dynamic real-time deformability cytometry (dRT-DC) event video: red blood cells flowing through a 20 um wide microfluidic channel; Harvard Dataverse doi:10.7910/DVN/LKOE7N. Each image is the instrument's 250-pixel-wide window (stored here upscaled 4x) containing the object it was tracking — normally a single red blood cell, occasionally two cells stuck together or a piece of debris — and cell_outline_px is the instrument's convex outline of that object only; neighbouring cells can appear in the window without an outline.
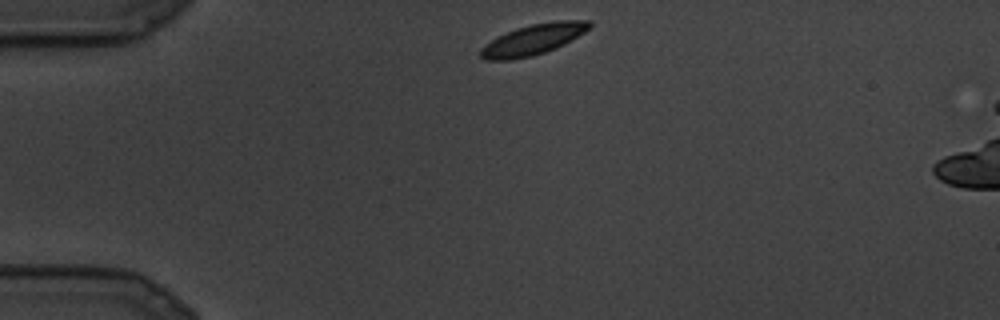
{"species": "common noctule bat (a hibernating species)", "species_latin": "Nyctalus noctula", "temperature_condition": "cold", "stored_images_in_passage": 23, "camera_frame_rate_fps": 3000, "um_per_image_px": 0.085, "animal": {"sex": "male", "body_mass_g": 19.5, "forearm_length_mm": 54.6}, "frame": {"image": 1, "passage_image": 1, "time_ms": 0.0, "image_size_px": [1000, 320], "cell_outline_px": [[592, 24], [584, 32], [572, 40], [556, 48], [532, 56], [512, 60], [484, 60], [480, 56], [480, 48], [484, 44], [516, 28], [532, 24], [556, 20], [592, 20]], "centroid_in_image_um": [45.32, 3.36], "position_along_channel_um": 39.7, "area_um2": 19.36}}
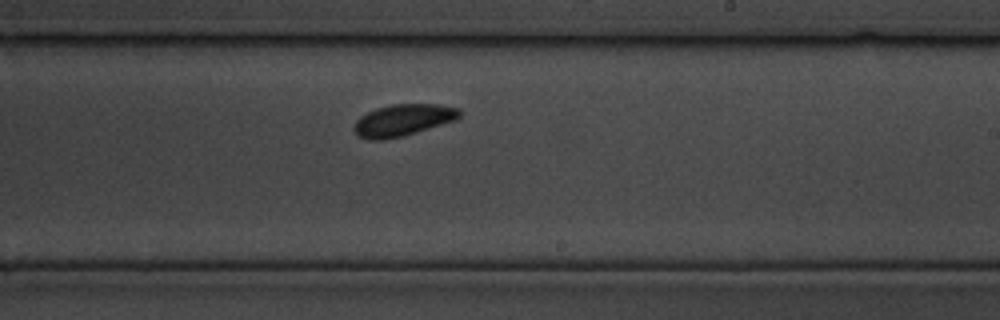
{"frame": {"image": 2, "passage_image": 11, "time_ms": 3.333, "image_size_px": [1000, 320], "cell_outline_px": [[460, 116], [456, 120], [404, 136], [384, 140], [368, 140], [356, 136], [352, 128], [356, 120], [360, 116], [376, 108], [392, 104], [440, 104], [456, 108], [460, 112]], "centroid_in_image_um": [34.2, 10.23], "position_along_channel_um": 254.8, "area_um2": 19.71}}
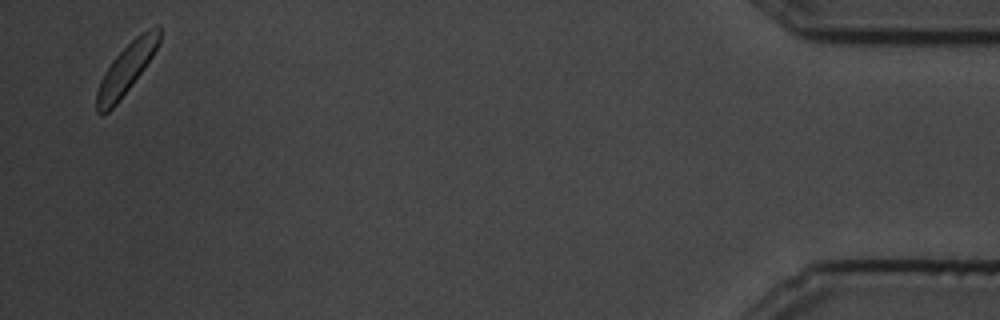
{"frame": {"image": 3, "passage_image": 21, "time_ms": 6.667, "image_size_px": [1000, 320], "cell_outline_px": [[160, 40], [152, 56], [144, 68], [132, 84], [116, 104], [108, 112], [100, 116], [96, 112], [96, 92], [100, 80], [104, 72], [112, 60], [140, 32], [148, 28], [160, 24]], "centroid_in_image_um": [10.71, 5.86], "position_along_channel_um": 424.5, "area_um2": 18.15}}